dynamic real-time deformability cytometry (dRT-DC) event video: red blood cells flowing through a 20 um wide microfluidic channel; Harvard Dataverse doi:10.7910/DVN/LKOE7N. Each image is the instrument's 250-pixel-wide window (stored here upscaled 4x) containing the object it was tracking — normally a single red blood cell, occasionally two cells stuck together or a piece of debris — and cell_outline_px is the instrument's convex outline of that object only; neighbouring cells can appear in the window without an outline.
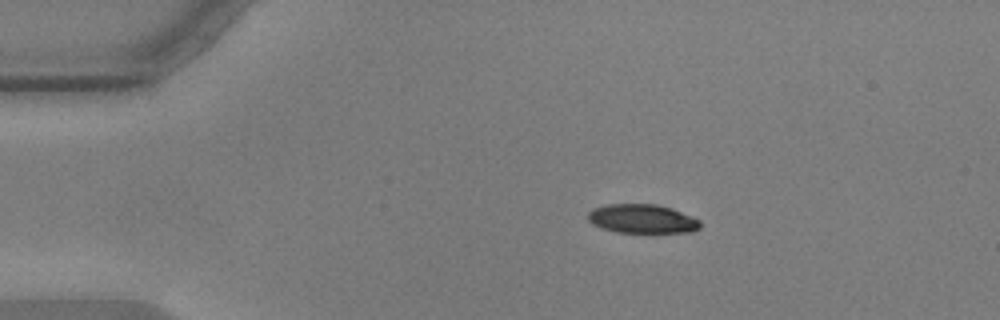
{"species": "common noctule bat (a hibernating species)", "species_latin": "Nyctalus noctula", "temperature_condition": "warm", "stored_images_in_passage": 47, "camera_frame_rate_fps": 3000, "um_per_image_px": 0.085, "animal": {"sex": "male", "body_mass_g": 17.9, "forearm_length_mm": 54.2}, "frame": {"image": 1, "passage_image": 1, "time_ms": 0.0, "image_size_px": [1000, 320], "cell_outline_px": [[700, 228], [692, 232], [616, 232], [600, 228], [592, 224], [588, 220], [588, 212], [592, 208], [604, 204], [656, 204], [672, 208], [700, 220]], "centroid_in_image_um": [54.55, 18.59], "position_along_channel_um": 30.5, "area_um2": 19.07}}
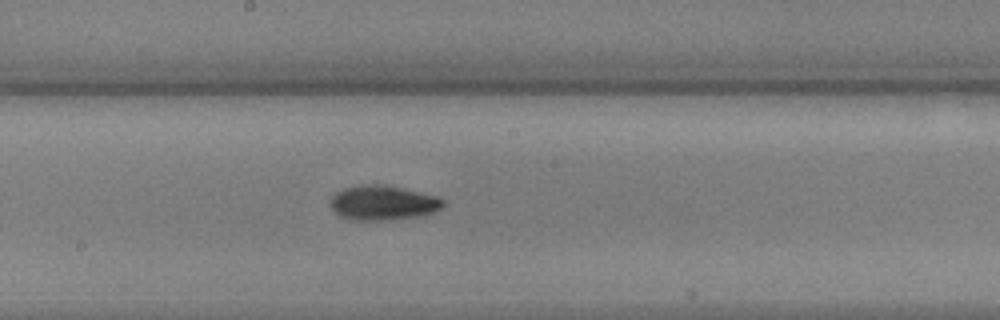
{"frame": {"image": 2, "passage_image": 21, "time_ms": 6.667, "image_size_px": [1000, 320], "cell_outline_px": [[444, 204], [436, 212], [420, 216], [388, 220], [352, 220], [340, 216], [328, 204], [332, 196], [336, 192], [344, 188], [364, 184], [380, 184], [400, 188], [436, 196], [444, 200]], "centroid_in_image_um": [32.52, 17.25], "position_along_channel_um": 215.7, "area_um2": 22.72}}
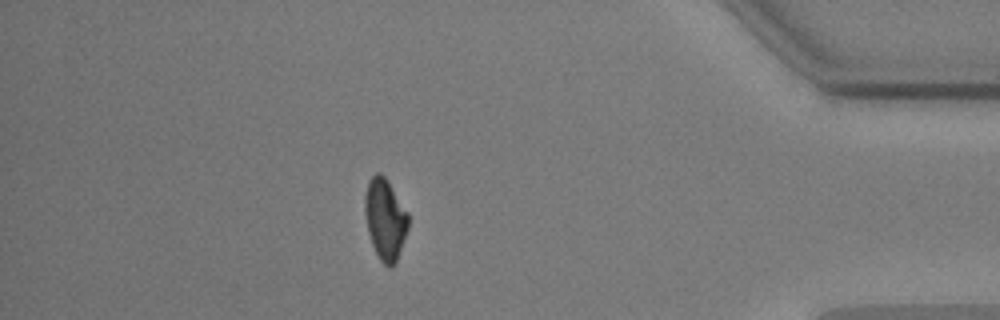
{"frame": {"image": 3, "passage_image": 40, "time_ms": 13.0, "image_size_px": [1000, 320], "cell_outline_px": [[408, 228], [396, 264], [392, 268], [388, 268], [380, 260], [372, 244], [368, 232], [364, 212], [364, 196], [368, 180], [376, 172], [380, 172], [388, 180], [408, 212]], "centroid_in_image_um": [32.73, 18.62], "position_along_channel_um": 402.5, "area_um2": 20.81}, "authors_computed_cell_mechanics": {"area_um2": 20.9236, "velocity_mm_per_s": 3.5797, "shape_relaxation_time_tau1_ms": 3.7438, "shape_relaxation_time_tau2_ms": null, "deformation_change_tau1": 0.1475, "deformation_change_tau2": null}}